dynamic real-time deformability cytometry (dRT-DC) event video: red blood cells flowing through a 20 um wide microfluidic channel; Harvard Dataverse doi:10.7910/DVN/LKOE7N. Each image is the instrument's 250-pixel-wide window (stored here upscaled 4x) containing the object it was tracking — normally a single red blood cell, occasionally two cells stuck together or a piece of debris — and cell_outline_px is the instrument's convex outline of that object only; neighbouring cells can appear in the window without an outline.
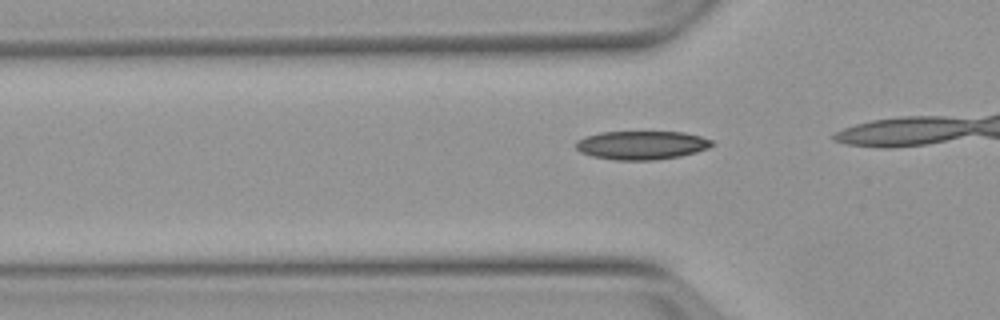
{"species": "Egyptian fruit bat (a non-hibernating species)", "species_latin": "Rousettus aegyptiacus", "temperature_condition": "warm", "stored_images_in_passage": 20, "camera_frame_rate_fps": 3000, "um_per_image_px": 0.085, "animal": {"sex": "female"}, "frame": {"image": 1, "passage_image": 12, "time_ms": 3.667, "image_size_px": [1000, 320], "cell_outline_px": [[716, 144], [708, 148], [696, 152], [680, 156], [656, 160], [616, 160], [592, 156], [580, 152], [576, 148], [576, 140], [584, 136], [600, 132], [684, 132], [700, 136], [712, 140]], "centroid_in_image_um": [54.54, 12.34], "position_along_channel_um": 71.3, "area_um2": 22.83}}
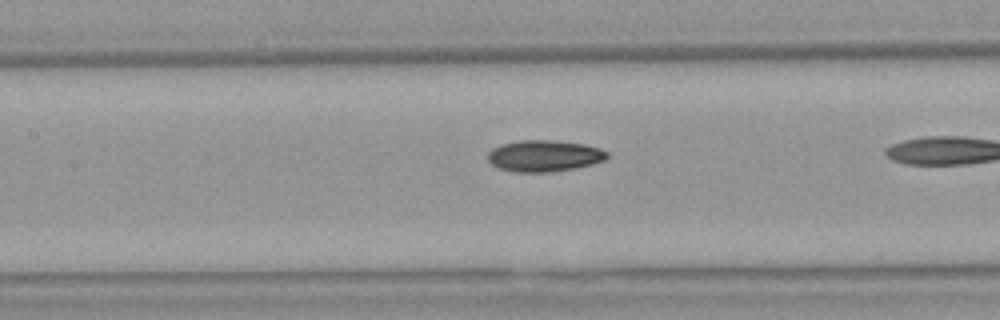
{"frame": {"image": 2, "passage_image": 19, "time_ms": 6.0, "image_size_px": [1000, 320], "cell_outline_px": [[608, 156], [604, 160], [592, 164], [576, 168], [552, 172], [516, 172], [500, 168], [492, 164], [488, 160], [488, 152], [492, 148], [500, 144], [520, 140], [552, 140], [584, 144], [600, 148], [608, 152]], "centroid_in_image_um": [46.26, 13.24], "position_along_channel_um": 161.1, "area_um2": 21.91}}